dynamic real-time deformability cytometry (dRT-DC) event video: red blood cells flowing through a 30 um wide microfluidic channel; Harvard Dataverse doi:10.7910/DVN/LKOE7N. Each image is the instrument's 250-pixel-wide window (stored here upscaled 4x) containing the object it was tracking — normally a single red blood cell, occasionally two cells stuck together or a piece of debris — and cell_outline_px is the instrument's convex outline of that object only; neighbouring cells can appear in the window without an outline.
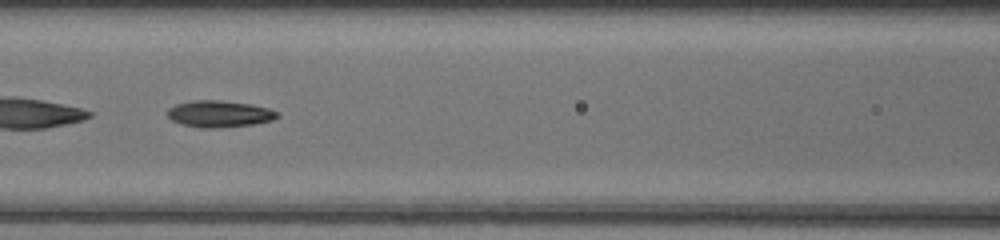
{"species": "common noctule bat (a hibernating species)", "species_latin": "Nyctalus noctula", "temperature_condition": "room temperature", "stored_images_in_passage": 40, "camera_frame_rate_fps": 3000, "um_per_image_px": 0.085, "animal": {"sex": "female", "body_mass_g": 20.0, "forearm_length_mm": 54.0}, "frame": {"image": 1, "passage_image": 15, "time_ms": 4.667, "image_size_px": [1000, 240], "cell_outline_px": [[280, 116], [272, 120], [252, 124], [212, 128], [200, 128], [184, 124], [172, 120], [168, 116], [168, 108], [176, 104], [192, 100], [220, 100], [252, 104], [268, 108], [280, 112]], "centroid_in_image_um": [18.67, 9.66], "position_along_channel_um": 147.9, "area_um2": 16.99}}
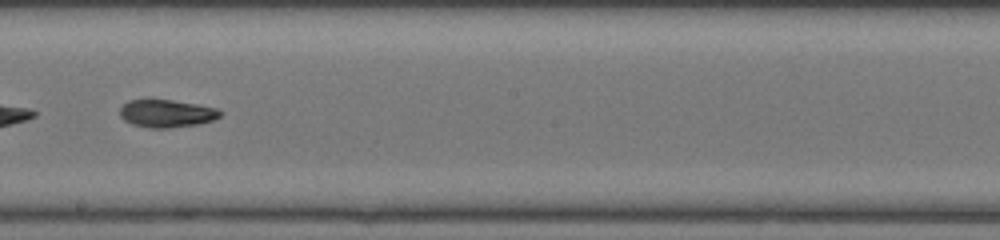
{"frame": {"image": 2, "passage_image": 21, "time_ms": 6.667, "image_size_px": [1000, 240], "cell_outline_px": [[224, 112], [220, 116], [212, 120], [196, 124], [168, 128], [152, 128], [132, 124], [124, 120], [120, 116], [120, 108], [128, 100], [144, 96], [148, 96], [196, 104], [216, 108]], "centroid_in_image_um": [14.09, 9.59], "position_along_channel_um": 234.1, "area_um2": 16.7}}
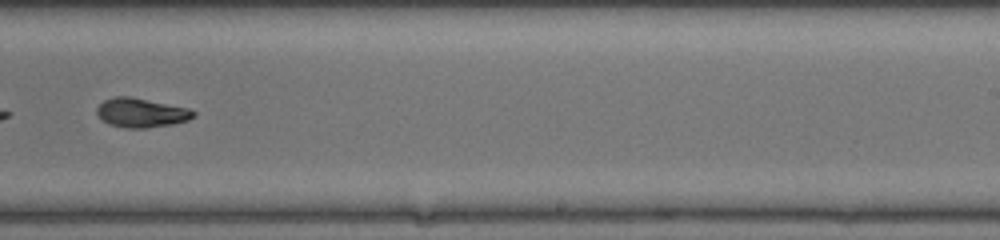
{"frame": {"image": 3, "passage_image": 24, "time_ms": 7.667, "image_size_px": [1000, 240], "cell_outline_px": [[196, 116], [188, 120], [172, 124], [144, 128], [128, 128], [108, 124], [96, 112], [96, 108], [104, 100], [112, 96], [132, 96], [188, 108], [196, 112]], "centroid_in_image_um": [12.01, 9.57], "position_along_channel_um": 277.0, "area_um2": 16.47}, "authors_computed_cell_mechanics": {"area_um2": 16.5886, "velocity_mm_per_s": 4.3128, "shape_relaxation_time_tau1_ms": 3.9096, "shape_relaxation_time_tau2_ms": 2.2366, "deformation_change_tau1": 0.165, "deformation_change_tau2": 0.0606}}